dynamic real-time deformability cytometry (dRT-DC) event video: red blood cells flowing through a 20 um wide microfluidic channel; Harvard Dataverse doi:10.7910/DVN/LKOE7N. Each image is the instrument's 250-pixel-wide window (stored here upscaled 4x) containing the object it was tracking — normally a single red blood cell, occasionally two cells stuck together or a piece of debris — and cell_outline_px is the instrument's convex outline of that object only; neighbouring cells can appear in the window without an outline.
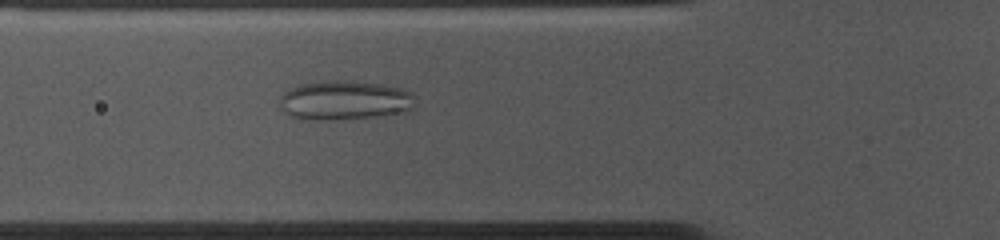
{"species": "common noctule bat (a hibernating species)", "species_latin": "Nyctalus noctula", "temperature_condition": "cold", "stored_images_in_passage": 53, "camera_frame_rate_fps": 3000, "um_per_image_px": 0.085, "animal": {"sex": "female", "body_mass_g": 10.0, "forearm_length_mm": 53.1}, "frame": {"image": 1, "passage_image": 17, "time_ms": 5.333, "image_size_px": [1000, 240], "cell_outline_px": [[412, 108], [408, 112], [372, 116], [328, 120], [292, 116], [284, 112], [280, 104], [280, 96], [288, 88], [300, 84], [332, 80], [348, 80], [384, 84], [400, 88], [412, 92]], "centroid_in_image_um": [29.29, 8.5], "position_along_channel_um": 96.5, "area_um2": 30.69}}
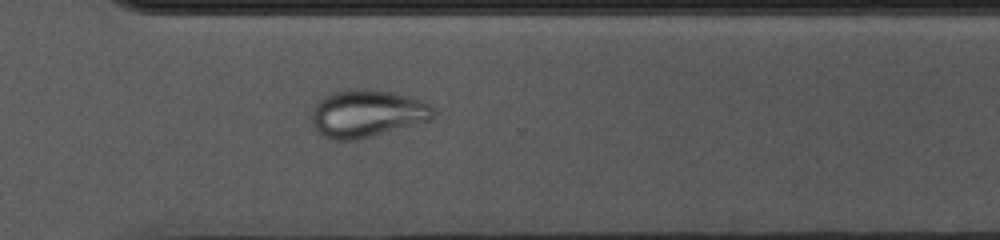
{"frame": {"image": 2, "passage_image": 37, "time_ms": 12.0, "image_size_px": [1000, 240], "cell_outline_px": [[432, 120], [356, 140], [332, 140], [324, 136], [316, 128], [312, 120], [312, 108], [324, 96], [332, 92], [344, 88], [372, 88], [392, 92], [424, 100], [432, 108]], "centroid_in_image_um": [31.18, 9.62], "position_along_channel_um": 339.4, "area_um2": 33.76}}
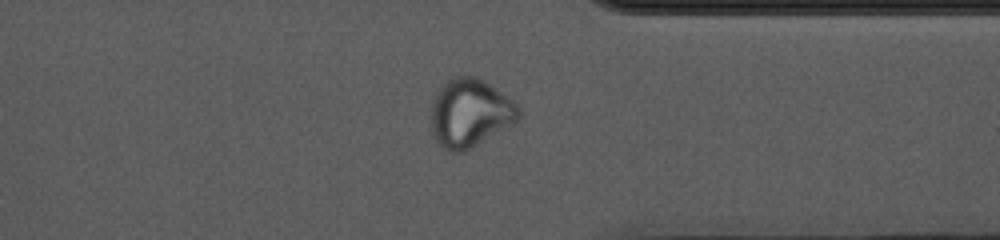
{"frame": {"image": 3, "passage_image": 40, "time_ms": 13.0, "image_size_px": [1000, 240], "cell_outline_px": [[520, 120], [464, 152], [448, 152], [436, 144], [432, 136], [432, 100], [436, 92], [452, 76], [476, 76], [484, 80], [496, 88], [512, 100], [520, 108]], "centroid_in_image_um": [39.94, 9.62], "position_along_channel_um": 371.5, "area_um2": 35.14}}